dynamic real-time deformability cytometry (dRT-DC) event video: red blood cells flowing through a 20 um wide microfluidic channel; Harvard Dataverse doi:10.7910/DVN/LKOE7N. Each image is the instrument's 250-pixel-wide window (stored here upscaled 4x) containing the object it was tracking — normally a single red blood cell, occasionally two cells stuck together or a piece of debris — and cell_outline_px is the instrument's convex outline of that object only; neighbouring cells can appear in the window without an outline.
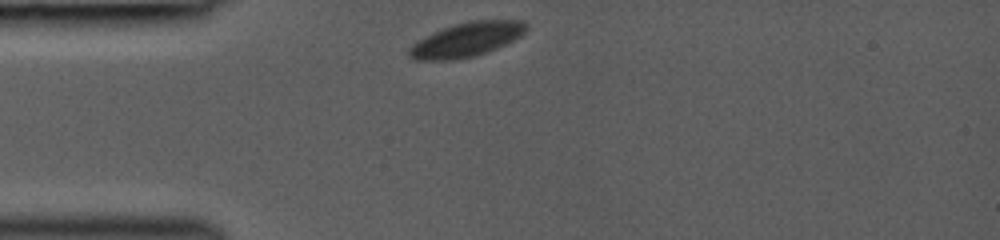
{"species": "common noctule bat (a hibernating species)", "species_latin": "Nyctalus noctula", "temperature_condition": "room temperature", "stored_images_in_passage": 3, "segment_of_instrument_passage": [2, 2], "camera_frame_rate_fps": 3000, "um_per_image_px": 0.085, "animal": {"sex": "female", "body_mass_g": 19.0, "forearm_length_mm": 53.3}, "frame": {"image": 1, "passage_image": 3, "time_ms": 1.667, "image_size_px": [1000, 240], "cell_outline_px": [[528, 28], [520, 36], [496, 48], [472, 56], [452, 60], [412, 60], [408, 56], [408, 48], [416, 40], [452, 24], [468, 20], [524, 20], [528, 24]], "centroid_in_image_um": [39.62, 3.35], "position_along_channel_um": 45.4, "area_um2": 23.41}}